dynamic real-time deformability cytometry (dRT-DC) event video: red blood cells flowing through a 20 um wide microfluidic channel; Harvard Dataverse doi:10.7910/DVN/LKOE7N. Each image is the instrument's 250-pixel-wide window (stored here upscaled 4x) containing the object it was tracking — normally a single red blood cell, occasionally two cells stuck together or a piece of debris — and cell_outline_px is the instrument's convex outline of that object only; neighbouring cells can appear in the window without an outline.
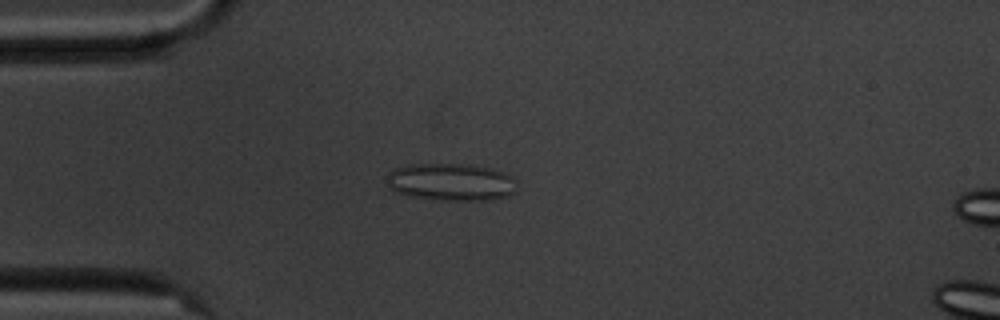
{"species": "common noctule bat (a hibernating species)", "species_latin": "Nyctalus noctula", "temperature_condition": "cold", "stored_images_in_passage": 54, "camera_frame_rate_fps": 3000, "um_per_image_px": 0.085, "animal": {"sex": "male", "body_mass_g": 20.1, "forearm_length_mm": 53.5}, "frame": {"image": 1, "passage_image": 12, "time_ms": 3.667, "image_size_px": [1000, 320], "cell_outline_px": [[516, 192], [508, 196], [488, 200], [440, 200], [408, 196], [392, 192], [388, 184], [388, 172], [396, 168], [412, 164], [468, 164], [488, 168], [500, 172], [508, 176], [512, 180]], "centroid_in_image_um": [38.26, 15.49], "position_along_channel_um": 46.7, "area_um2": 28.15}}
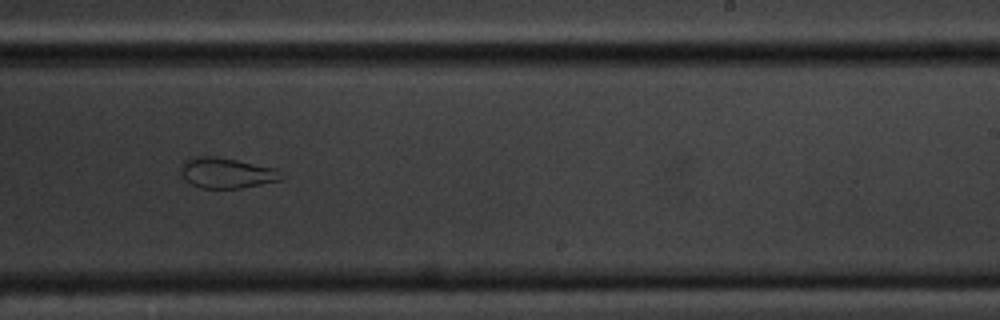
{"frame": {"image": 2, "passage_image": 32, "time_ms": 10.333, "image_size_px": [1000, 320], "cell_outline_px": [[280, 180], [240, 188], [200, 188], [192, 184], [184, 176], [180, 168], [180, 164], [184, 160], [196, 156], [216, 156], [276, 168]], "centroid_in_image_um": [19.19, 14.68], "position_along_channel_um": 269.8, "area_um2": 17.46}}
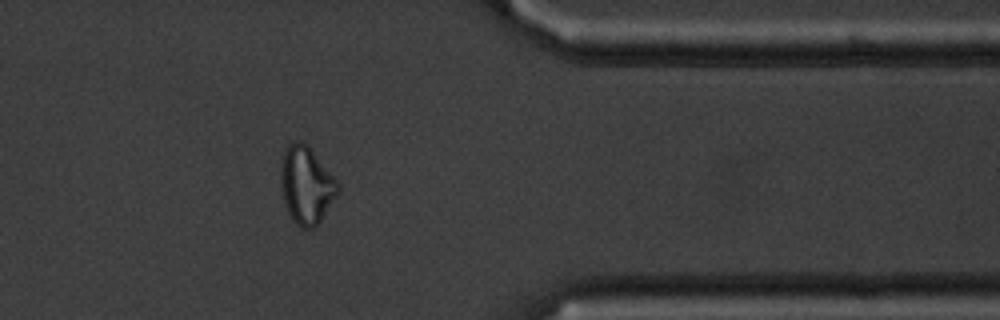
{"frame": {"image": 3, "passage_image": 43, "time_ms": 14.0, "image_size_px": [1000, 320], "cell_outline_px": [[340, 192], [320, 220], [312, 228], [300, 228], [292, 220], [288, 212], [284, 200], [280, 180], [280, 168], [284, 152], [288, 144], [296, 140], [300, 140], [308, 144], [340, 184]], "centroid_in_image_um": [26.04, 15.71], "position_along_channel_um": 385.4, "area_um2": 25.84}, "authors_computed_cell_mechanics": {"area_um2": 25.6632, "velocity_mm_per_s": 3.5587, "shape_relaxation_time_tau1_ms": null, "shape_relaxation_time_tau2_ms": 1.5376, "deformation_change_tau1": null, "deformation_change_tau2": 0.0667}}